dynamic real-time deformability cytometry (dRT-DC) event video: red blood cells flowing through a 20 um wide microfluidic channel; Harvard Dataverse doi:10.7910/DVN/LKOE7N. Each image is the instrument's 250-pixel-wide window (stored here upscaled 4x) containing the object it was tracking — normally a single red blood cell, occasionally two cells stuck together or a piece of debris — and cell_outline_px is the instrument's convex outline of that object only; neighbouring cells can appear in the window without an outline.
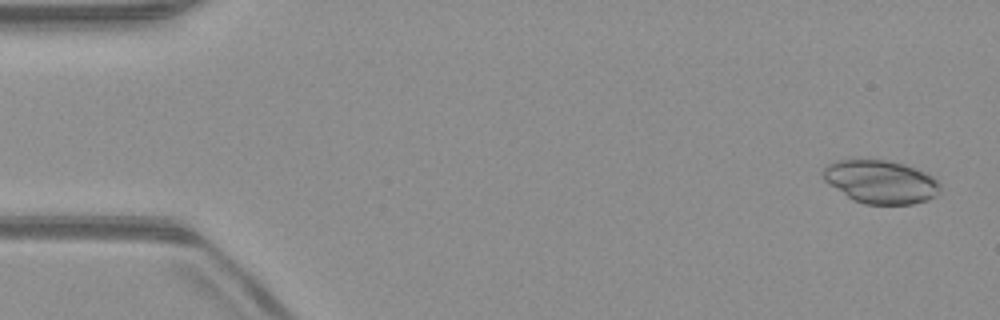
{"species": "common noctule bat (a hibernating species)", "species_latin": "Nyctalus noctula", "temperature_condition": "warm", "stored_images_in_passage": 14, "camera_frame_rate_fps": 3000, "um_per_image_px": 0.085, "animal": {"sex": "male", "body_mass_g": 23.1, "forearm_length_mm": 52.7}, "frame": {"image": 1, "passage_image": 2, "time_ms": 0.333, "image_size_px": [1000, 320], "cell_outline_px": [[940, 192], [936, 196], [912, 204], [864, 204], [852, 200], [828, 184], [824, 180], [820, 172], [828, 164], [836, 160], [888, 160], [904, 164], [924, 172], [932, 176], [940, 184]], "centroid_in_image_um": [74.82, 15.46], "position_along_channel_um": 10.2, "area_um2": 29.54}}
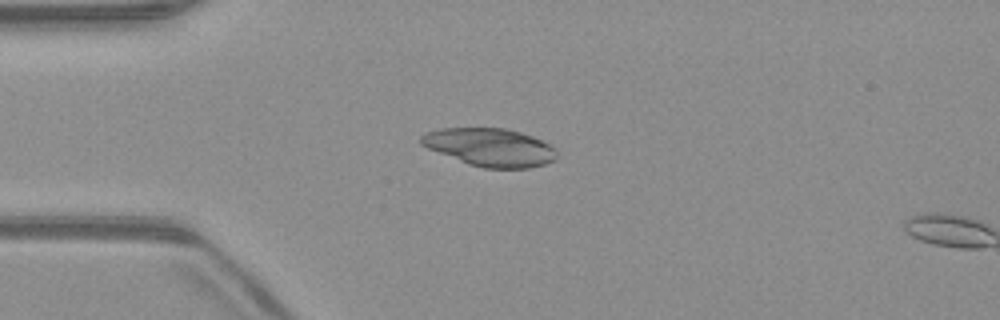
{"frame": {"image": 2, "passage_image": 13, "time_ms": 4.0, "image_size_px": [1000, 320], "cell_outline_px": [[556, 160], [544, 164], [528, 168], [484, 168], [468, 164], [428, 148], [420, 144], [420, 136], [424, 132], [440, 128], [504, 128], [520, 132], [532, 136], [556, 148]], "centroid_in_image_um": [41.63, 12.51], "position_along_channel_um": 43.4, "area_um2": 30.0}}